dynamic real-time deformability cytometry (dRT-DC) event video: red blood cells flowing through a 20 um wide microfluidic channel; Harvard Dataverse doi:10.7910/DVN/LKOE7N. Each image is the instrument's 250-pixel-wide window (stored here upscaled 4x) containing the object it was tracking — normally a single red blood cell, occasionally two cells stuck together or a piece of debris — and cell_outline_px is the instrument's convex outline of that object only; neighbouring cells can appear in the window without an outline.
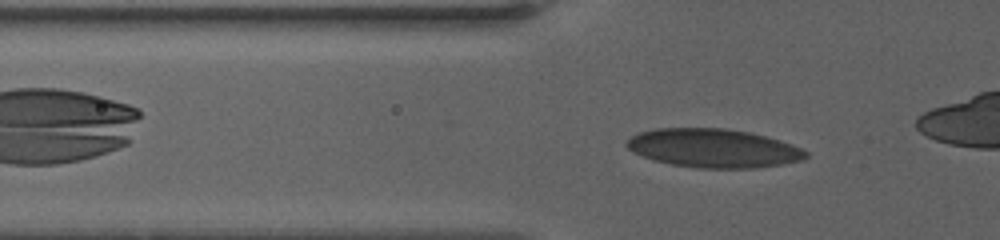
{"species": "human", "species_latin": "Homo sapiens", "temperature_condition": "warm", "stored_images_in_passage": 30, "camera_frame_rate_fps": 3000, "um_per_image_px": 0.085, "donor": {"sex": "female"}, "frame": {"image": 1, "passage_image": 3, "time_ms": 1.0, "image_size_px": [1000, 240], "cell_outline_px": [[808, 156], [804, 160], [784, 164], [756, 168], [696, 168], [672, 164], [656, 160], [632, 152], [624, 144], [632, 136], [640, 132], [656, 128], [724, 128], [748, 132], [780, 140], [792, 144], [808, 152]], "centroid_in_image_um": [60.67, 12.6], "position_along_channel_um": 65.1, "area_um2": 40.34}}
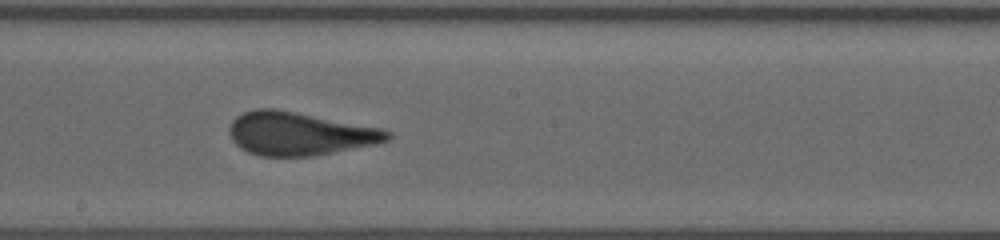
{"frame": {"image": 2, "passage_image": 16, "time_ms": 6.0, "image_size_px": [1000, 240], "cell_outline_px": [[392, 136], [388, 140], [376, 144], [312, 156], [260, 156], [248, 152], [240, 148], [232, 140], [228, 132], [228, 128], [232, 120], [236, 116], [244, 112], [256, 108], [272, 108], [296, 112], [380, 128], [392, 132]], "centroid_in_image_um": [25.41, 11.36], "position_along_channel_um": 222.8, "area_um2": 39.77}}
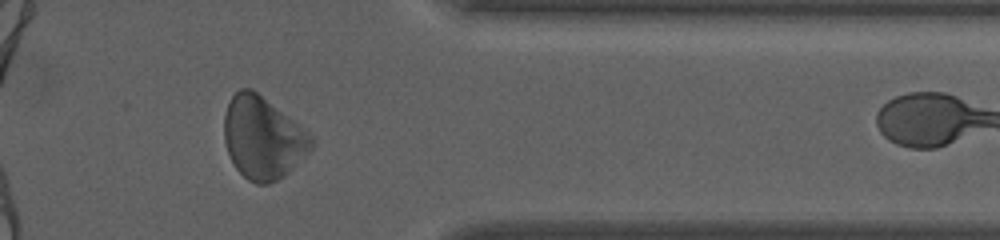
{"frame": {"image": 3, "passage_image": 26, "time_ms": 11.333, "image_size_px": [1000, 240], "cell_outline_px": [[316, 144], [284, 176], [268, 184], [256, 184], [248, 180], [236, 168], [228, 152], [224, 140], [224, 116], [228, 100], [240, 88], [252, 88], [312, 136], [316, 140]], "centroid_in_image_um": [22.32, 11.72], "position_along_channel_um": 389.1, "area_um2": 41.38}}